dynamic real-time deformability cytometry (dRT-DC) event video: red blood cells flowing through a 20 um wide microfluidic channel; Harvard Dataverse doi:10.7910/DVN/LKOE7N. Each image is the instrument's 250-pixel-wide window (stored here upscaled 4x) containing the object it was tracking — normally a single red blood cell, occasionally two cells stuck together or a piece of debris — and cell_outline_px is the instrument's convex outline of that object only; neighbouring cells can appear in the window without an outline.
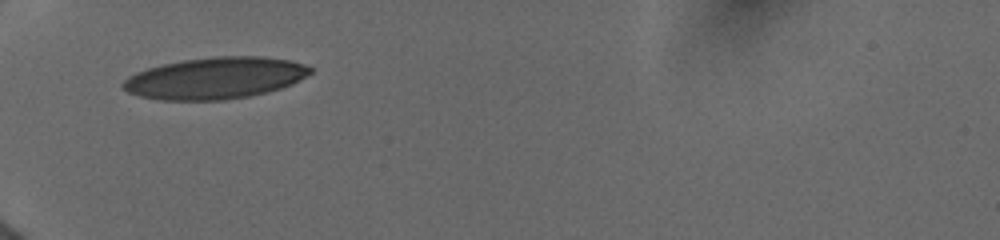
{"species": "human", "species_latin": "Homo sapiens", "temperature_condition": "cold", "stored_images_in_passage": 27, "camera_frame_rate_fps": 3000, "um_per_image_px": 0.085, "donor": {"sex": "female"}, "frame": {"image": 1, "passage_image": 1, "time_ms": 0.0, "image_size_px": [1000, 240], "cell_outline_px": [[312, 72], [300, 80], [292, 84], [268, 92], [248, 96], [224, 100], [160, 100], [140, 96], [128, 92], [120, 88], [120, 84], [128, 76], [136, 72], [148, 68], [164, 64], [184, 60], [216, 56], [260, 56], [288, 60], [304, 64], [312, 68]], "centroid_in_image_um": [18.27, 6.64], "position_along_channel_um": 66.7, "area_um2": 45.43}}
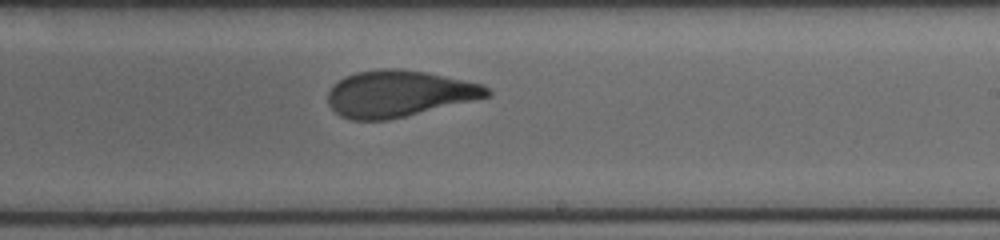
{"frame": {"image": 2, "passage_image": 15, "time_ms": 5.0, "image_size_px": [1000, 240], "cell_outline_px": [[492, 96], [388, 120], [352, 120], [340, 116], [328, 104], [328, 92], [332, 84], [344, 76], [356, 72], [380, 68], [400, 68], [428, 72], [484, 84], [492, 92]], "centroid_in_image_um": [33.91, 7.94], "position_along_channel_um": 255.1, "area_um2": 43.47}}
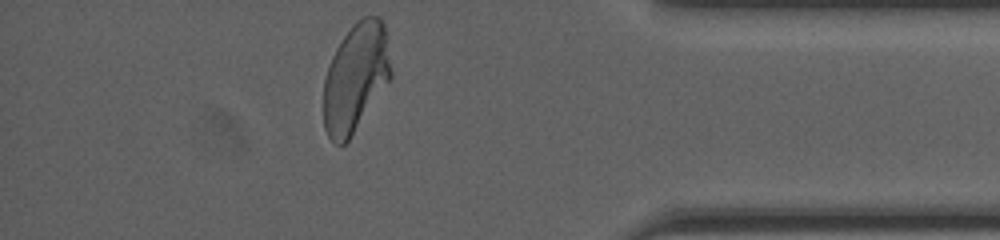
{"frame": {"image": 3, "passage_image": 27, "time_ms": 9.333, "image_size_px": [1000, 240], "cell_outline_px": [[392, 76], [348, 140], [340, 148], [328, 136], [324, 128], [324, 80], [332, 56], [336, 48], [352, 24], [356, 20], [364, 16], [380, 16], [384, 24], [392, 72]], "centroid_in_image_um": [30.22, 6.58], "position_along_channel_um": 405.0, "area_um2": 42.31}, "authors_computed_cell_mechanics": {"area_um2": 44.1014, "velocity_mm_per_s": 3.9603, "shape_relaxation_time_tau1_ms": 4.3394, "shape_relaxation_time_tau2_ms": 0.9232, "deformation_change_tau1": 0.1709, "deformation_change_tau2": 0.064}}